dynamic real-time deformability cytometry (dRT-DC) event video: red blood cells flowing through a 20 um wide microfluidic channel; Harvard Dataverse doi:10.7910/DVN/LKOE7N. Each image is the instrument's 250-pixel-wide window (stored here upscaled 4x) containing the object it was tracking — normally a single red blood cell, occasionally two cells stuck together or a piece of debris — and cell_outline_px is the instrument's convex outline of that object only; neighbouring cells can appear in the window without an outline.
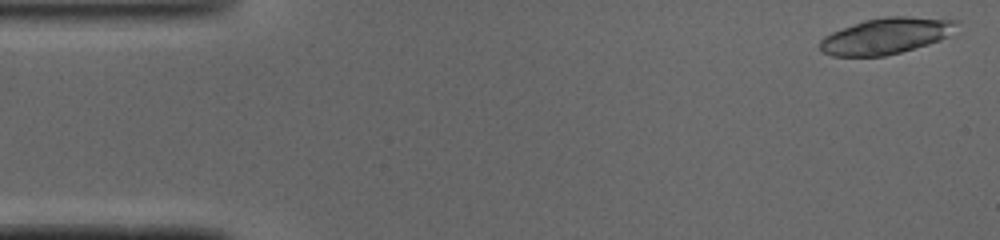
{"species": "common noctule bat (a hibernating species)", "species_latin": "Nyctalus noctula", "temperature_condition": "cold", "stored_images_in_passage": 48, "camera_frame_rate_fps": 3000, "um_per_image_px": 0.085, "animal": {"sex": "male", "body_mass_g": 19.0, "forearm_length_mm": 50.8}, "frame": {"image": 1, "passage_image": 2, "time_ms": 0.333, "image_size_px": [1000, 240], "cell_outline_px": [[960, 20], [948, 36], [940, 40], [928, 44], [900, 52], [884, 56], [832, 56], [824, 52], [820, 48], [820, 40], [824, 36], [832, 32], [864, 20], [884, 16], [908, 16]], "centroid_in_image_um": [75.31, 3.04], "position_along_channel_um": 9.7, "area_um2": 28.61}, "authors_computed_cell_mechanics": {"area_um2": 28.5243, "velocity_mm_per_s": 4.0938, "shape_relaxation_time_tau1_ms": 9.7838, "shape_relaxation_time_tau2_ms": 1.9266, "deformation_change_tau1": 0.2598, "deformation_change_tau2": 0.0653}}